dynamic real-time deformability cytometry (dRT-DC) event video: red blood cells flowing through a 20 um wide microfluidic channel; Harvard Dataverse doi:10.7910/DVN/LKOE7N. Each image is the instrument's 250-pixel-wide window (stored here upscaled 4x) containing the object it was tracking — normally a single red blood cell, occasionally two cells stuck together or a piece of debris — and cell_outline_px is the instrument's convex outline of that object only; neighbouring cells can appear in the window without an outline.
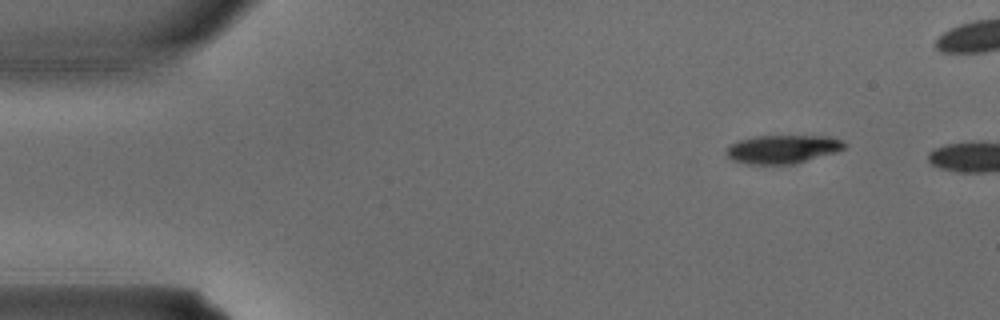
{"species": "common noctule bat (a hibernating species)", "species_latin": "Nyctalus noctula", "temperature_condition": "warm", "stored_images_in_passage": 2, "camera_frame_rate_fps": 3000, "um_per_image_px": 0.085, "animal": {"sex": "male", "body_mass_g": 15.6}, "frame": {"image": 1, "passage_image": 1, "time_ms": 0.0, "image_size_px": [1000, 320], "cell_outline_px": [[844, 148], [836, 152], [796, 164], [748, 164], [732, 160], [724, 152], [728, 144], [740, 140], [756, 136], [828, 136], [844, 140]], "centroid_in_image_um": [66.5, 12.68], "position_along_channel_um": 18.5, "area_um2": 19.71}}